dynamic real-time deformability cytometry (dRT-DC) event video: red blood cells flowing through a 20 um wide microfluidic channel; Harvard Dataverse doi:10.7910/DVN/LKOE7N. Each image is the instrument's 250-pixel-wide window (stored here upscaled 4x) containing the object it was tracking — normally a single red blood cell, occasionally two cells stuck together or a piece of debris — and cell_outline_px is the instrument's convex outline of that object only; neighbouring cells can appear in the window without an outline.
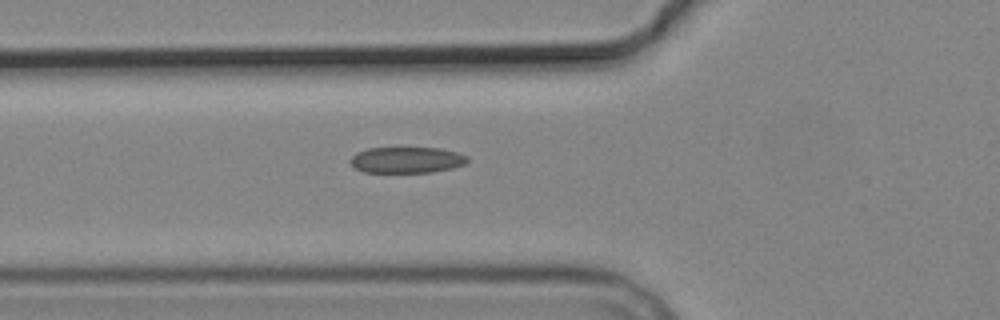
{"species": "common noctule bat (a hibernating species)", "species_latin": "Nyctalus noctula", "temperature_condition": "cold", "stored_images_in_passage": 5, "camera_frame_rate_fps": 3000, "um_per_image_px": 0.085, "animal": {"sex": "male", "body_mass_g": 19.2, "forearm_length_mm": 51.8}, "frame": {"image": 1, "passage_image": 5, "time_ms": 6.0, "image_size_px": [1000, 320], "cell_outline_px": [[468, 160], [464, 164], [452, 168], [432, 172], [364, 172], [356, 168], [348, 160], [356, 152], [368, 148], [440, 148], [456, 152], [468, 156]], "centroid_in_image_um": [34.56, 13.59], "position_along_channel_um": 91.2, "area_um2": 17.74}}